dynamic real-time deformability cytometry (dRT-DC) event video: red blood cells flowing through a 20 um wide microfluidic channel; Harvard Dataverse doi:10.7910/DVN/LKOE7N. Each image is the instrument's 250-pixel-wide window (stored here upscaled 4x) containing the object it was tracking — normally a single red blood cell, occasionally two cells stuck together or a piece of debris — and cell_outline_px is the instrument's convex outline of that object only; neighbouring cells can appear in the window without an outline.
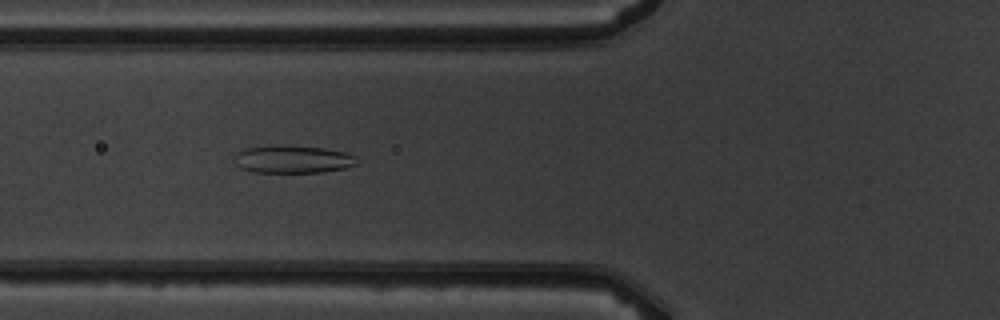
{"species": "common noctule bat (a hibernating species)", "species_latin": "Nyctalus noctula", "temperature_condition": "warm", "stored_images_in_passage": 7, "camera_frame_rate_fps": 3000, "um_per_image_px": 0.085, "animal": {"sex": "male", "body_mass_g": 19.5, "forearm_length_mm": 54.6}, "frame": {"image": 1, "passage_image": 6, "time_ms": 6.333, "image_size_px": [1000, 320], "cell_outline_px": [[356, 164], [344, 168], [324, 172], [252, 172], [240, 168], [236, 164], [236, 152], [244, 148], [276, 144], [324, 148], [344, 152], [356, 156]], "centroid_in_image_um": [24.85, 13.52], "position_along_channel_um": 100.9, "area_um2": 19.88}}